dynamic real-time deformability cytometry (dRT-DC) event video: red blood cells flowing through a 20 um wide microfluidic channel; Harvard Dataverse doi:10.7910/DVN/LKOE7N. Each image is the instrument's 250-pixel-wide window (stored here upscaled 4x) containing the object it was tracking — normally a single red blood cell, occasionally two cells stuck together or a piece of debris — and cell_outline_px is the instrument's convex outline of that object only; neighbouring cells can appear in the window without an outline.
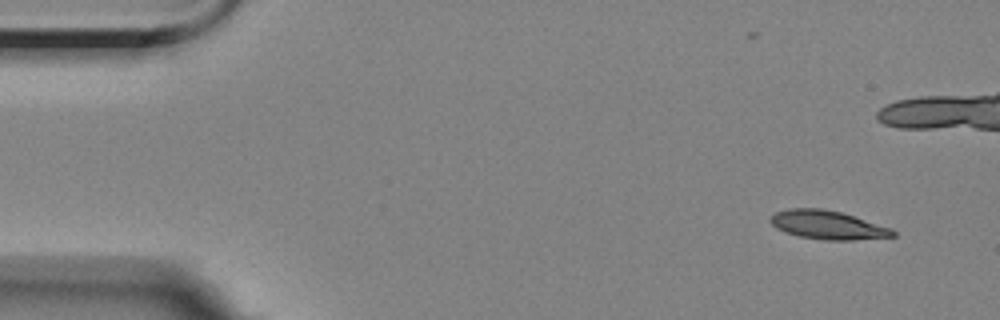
{"species": "Egyptian fruit bat (a non-hibernating species)", "species_latin": "Rousettus aegyptiacus", "temperature_condition": "room temperature", "stored_images_in_passage": 5, "camera_frame_rate_fps": 3000, "um_per_image_px": 0.085, "animal": {"sex": "female"}, "frame": {"image": 1, "passage_image": 1, "time_ms": 0.0, "image_size_px": [1000, 320], "cell_outline_px": [[896, 236], [852, 240], [824, 240], [800, 236], [776, 228], [768, 220], [776, 212], [788, 208], [824, 208], [840, 212], [892, 228], [896, 232]], "centroid_in_image_um": [70.36, 19.11], "position_along_channel_um": 14.6, "area_um2": 20.29}}